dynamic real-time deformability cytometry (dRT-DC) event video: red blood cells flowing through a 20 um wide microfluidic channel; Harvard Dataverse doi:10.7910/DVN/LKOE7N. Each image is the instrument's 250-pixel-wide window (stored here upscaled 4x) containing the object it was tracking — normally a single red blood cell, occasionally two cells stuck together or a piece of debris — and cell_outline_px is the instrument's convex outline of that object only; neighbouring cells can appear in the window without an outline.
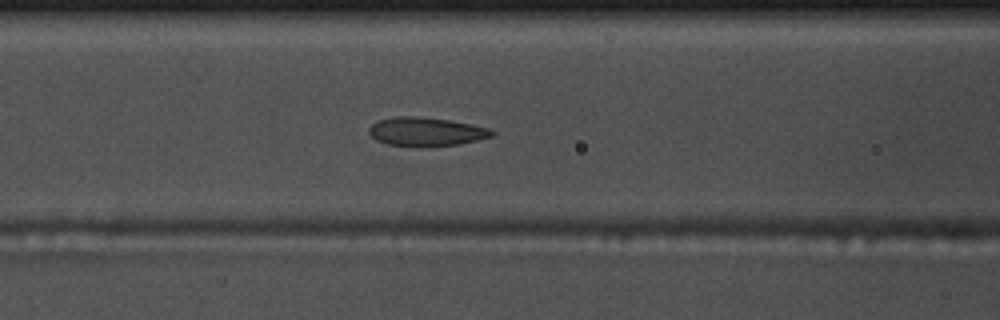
{"species": "common noctule bat (a hibernating species)", "species_latin": "Nyctalus noctula", "temperature_condition": "warm", "stored_images_in_passage": 40, "segment_of_instrument_passage": [1, 2], "camera_frame_rate_fps": 3000, "um_per_image_px": 0.085, "animal": {"sex": "male", "body_mass_g": 17.5, "forearm_length_mm": 52.3}, "frame": {"image": 1, "passage_image": 6, "time_ms": 1.667, "image_size_px": [1000, 320], "cell_outline_px": [[496, 132], [492, 136], [460, 144], [420, 148], [388, 144], [376, 140], [368, 132], [368, 128], [372, 124], [380, 120], [392, 116], [416, 116], [448, 120], [488, 128]], "centroid_in_image_um": [36.18, 11.21], "position_along_channel_um": 130.4, "area_um2": 20.69}}
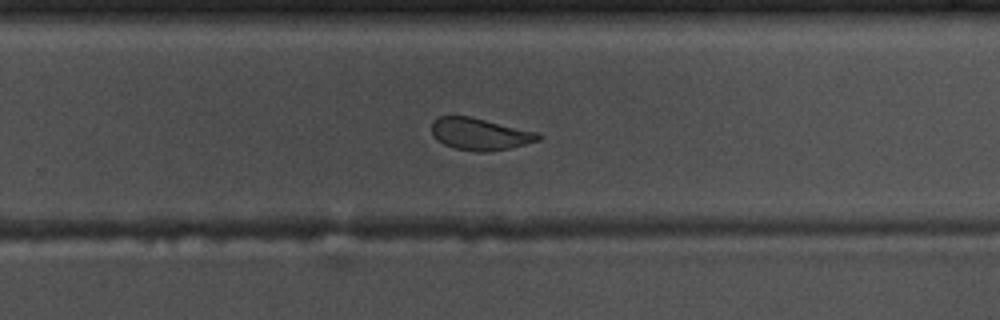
{"frame": {"image": 2, "passage_image": 19, "time_ms": 6.0, "image_size_px": [1000, 320], "cell_outline_px": [[544, 136], [540, 140], [512, 148], [488, 152], [476, 152], [456, 148], [444, 144], [436, 140], [432, 136], [432, 120], [440, 116], [468, 116], [540, 132]], "centroid_in_image_um": [40.83, 11.4], "position_along_channel_um": 289.0, "area_um2": 20.17}}
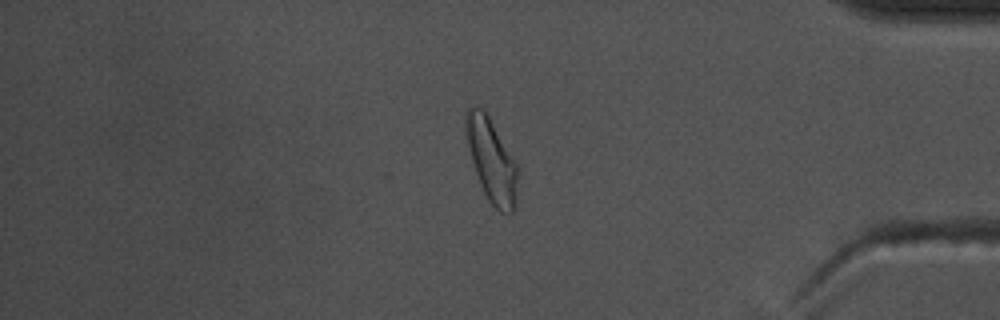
{"frame": {"image": 3, "passage_image": 30, "time_ms": 9.667, "image_size_px": [1000, 320], "cell_outline_px": [[516, 208], [508, 216], [500, 212], [488, 200], [480, 184], [472, 160], [468, 144], [464, 124], [464, 112], [468, 108], [480, 108], [488, 116], [516, 164]], "centroid_in_image_um": [41.76, 13.68], "position_along_channel_um": 393.4, "area_um2": 24.45}}